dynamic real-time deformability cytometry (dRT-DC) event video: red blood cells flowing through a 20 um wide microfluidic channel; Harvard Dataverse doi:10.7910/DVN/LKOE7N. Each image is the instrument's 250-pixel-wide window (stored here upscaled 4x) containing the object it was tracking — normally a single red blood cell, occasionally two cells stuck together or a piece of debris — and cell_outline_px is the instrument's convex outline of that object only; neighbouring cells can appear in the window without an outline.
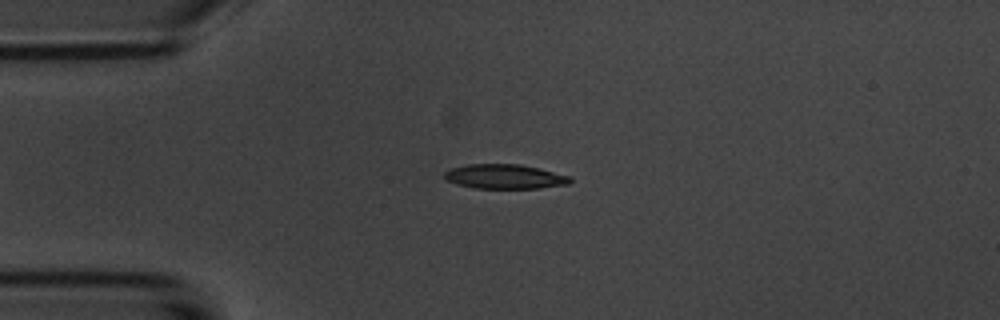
{"species": "common noctule bat (a hibernating species)", "species_latin": "Nyctalus noctula", "temperature_condition": "room temperature", "stored_images_in_passage": 2, "camera_frame_rate_fps": 3000, "um_per_image_px": 0.085, "animal": {"sex": "male", "body_mass_g": 20.1, "forearm_length_mm": 53.5}, "frame": {"image": 1, "passage_image": 1, "time_ms": 0.0, "image_size_px": [1000, 320], "cell_outline_px": [[572, 180], [568, 184], [540, 188], [476, 188], [456, 184], [444, 180], [444, 172], [452, 168], [468, 164], [520, 164], [540, 168], [572, 176]], "centroid_in_image_um": [42.92, 15.0], "position_along_channel_um": 42.1, "area_um2": 18.09}}